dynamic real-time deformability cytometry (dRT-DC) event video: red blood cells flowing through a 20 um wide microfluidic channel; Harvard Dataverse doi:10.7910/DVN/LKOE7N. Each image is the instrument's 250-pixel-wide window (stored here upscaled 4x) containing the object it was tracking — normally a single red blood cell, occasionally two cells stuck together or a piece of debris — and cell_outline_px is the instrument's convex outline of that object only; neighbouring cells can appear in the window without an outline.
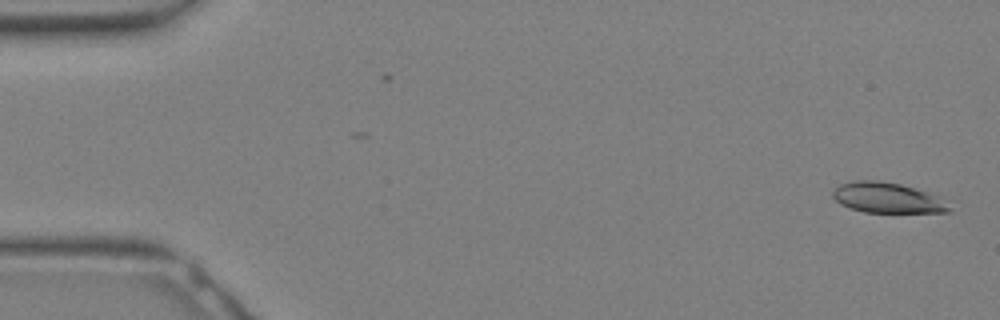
{"species": "Egyptian fruit bat (a non-hibernating species)", "species_latin": "Rousettus aegyptiacus", "temperature_condition": "warm", "stored_images_in_passage": 19, "camera_frame_rate_fps": 3000, "um_per_image_px": 0.085, "animal": {"sex": "female"}, "frame": {"image": 1, "passage_image": 1, "time_ms": 0.0, "image_size_px": [1000, 320], "cell_outline_px": [[952, 204], [948, 212], [864, 212], [848, 208], [840, 204], [832, 196], [832, 192], [840, 184], [856, 180], [880, 180], [900, 184], [940, 196], [948, 200]], "centroid_in_image_um": [75.46, 16.81], "position_along_channel_um": 9.5, "area_um2": 20.81}}
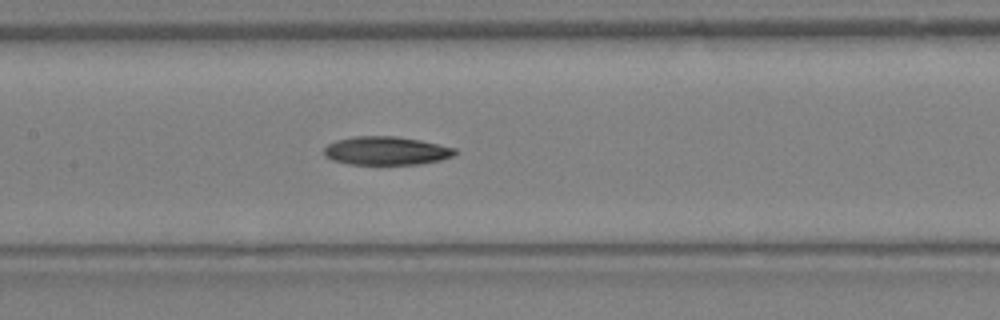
{"frame": {"image": 2, "passage_image": 15, "time_ms": 4.667, "image_size_px": [1000, 320], "cell_outline_px": [[456, 152], [452, 156], [440, 160], [420, 164], [348, 164], [332, 160], [324, 156], [324, 148], [328, 144], [336, 140], [352, 136], [396, 136], [420, 140], [456, 148]], "centroid_in_image_um": [32.8, 12.81], "position_along_channel_um": 174.6, "area_um2": 21.73}}
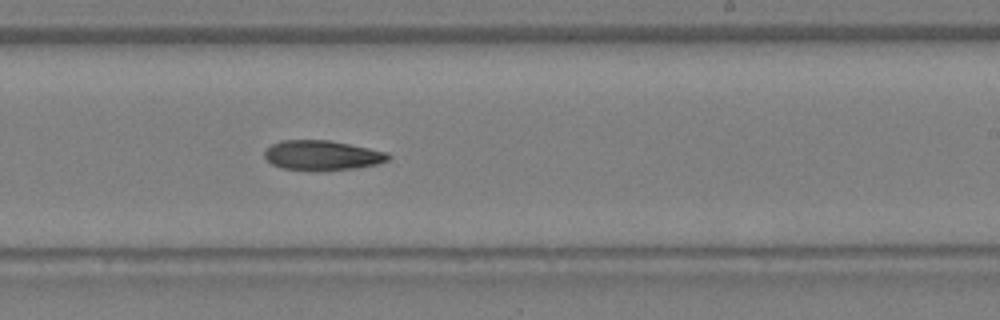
{"frame": {"image": 3, "passage_image": 19, "time_ms": 6.0, "image_size_px": [1000, 320], "cell_outline_px": [[392, 156], [388, 160], [376, 164], [356, 168], [316, 172], [284, 168], [272, 164], [264, 156], [264, 152], [272, 144], [280, 140], [328, 140], [388, 152]], "centroid_in_image_um": [27.38, 13.22], "position_along_channel_um": 261.6, "area_um2": 21.62}}